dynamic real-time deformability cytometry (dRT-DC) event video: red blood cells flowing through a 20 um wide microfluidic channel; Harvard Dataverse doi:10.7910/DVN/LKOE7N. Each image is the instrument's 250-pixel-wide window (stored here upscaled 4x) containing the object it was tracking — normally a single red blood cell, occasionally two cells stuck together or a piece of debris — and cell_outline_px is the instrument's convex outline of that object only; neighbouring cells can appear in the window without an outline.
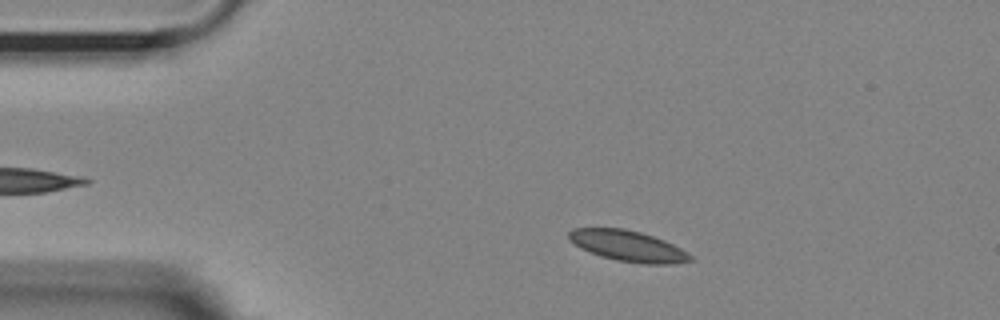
{"species": "Egyptian fruit bat (a non-hibernating species)", "species_latin": "Rousettus aegyptiacus", "temperature_condition": "room temperature", "stored_images_in_passage": 45, "camera_frame_rate_fps": 3000, "um_per_image_px": 0.085, "animal": {"sex": "female"}, "frame": {"image": 1, "passage_image": 7, "time_ms": 2.0, "image_size_px": [1000, 320], "cell_outline_px": [[696, 260], [672, 264], [644, 264], [616, 260], [600, 256], [580, 248], [568, 240], [568, 232], [572, 228], [624, 228], [640, 232], [664, 240], [688, 252]], "centroid_in_image_um": [53.37, 20.91], "position_along_channel_um": 31.6, "area_um2": 21.96}}
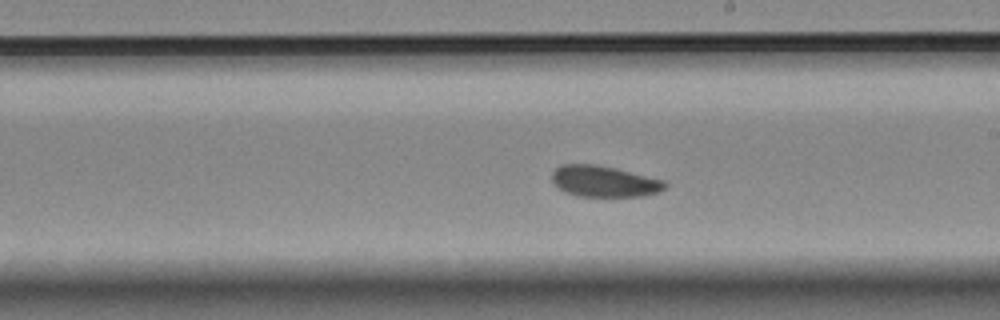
{"frame": {"image": 2, "passage_image": 28, "time_ms": 9.0, "image_size_px": [1000, 320], "cell_outline_px": [[668, 184], [660, 192], [644, 196], [576, 196], [564, 192], [552, 184], [552, 172], [560, 164], [596, 164], [616, 168], [664, 180]], "centroid_in_image_um": [51.32, 15.41], "position_along_channel_um": 237.7, "area_um2": 20.75}}
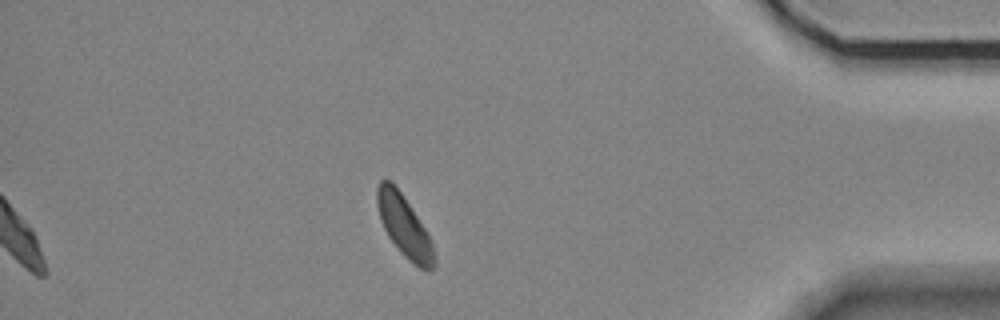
{"frame": {"image": 3, "passage_image": 45, "time_ms": 14.667, "image_size_px": [1000, 320], "cell_outline_px": [[436, 264], [432, 272], [428, 272], [412, 264], [400, 252], [388, 236], [380, 220], [376, 204], [376, 188], [380, 180], [388, 180], [400, 192], [424, 228], [432, 244], [436, 260]], "centroid_in_image_um": [34.35, 19.3], "position_along_channel_um": 400.8, "area_um2": 20.23}, "authors_computed_cell_mechanics": {"area_um2": 21.1548, "velocity_mm_per_s": 3.5787, "shape_relaxation_time_tau1_ms": null, "shape_relaxation_time_tau2_ms": 6.1988, "deformation_change_tau1": null, "deformation_change_tau2": 0.0693}}